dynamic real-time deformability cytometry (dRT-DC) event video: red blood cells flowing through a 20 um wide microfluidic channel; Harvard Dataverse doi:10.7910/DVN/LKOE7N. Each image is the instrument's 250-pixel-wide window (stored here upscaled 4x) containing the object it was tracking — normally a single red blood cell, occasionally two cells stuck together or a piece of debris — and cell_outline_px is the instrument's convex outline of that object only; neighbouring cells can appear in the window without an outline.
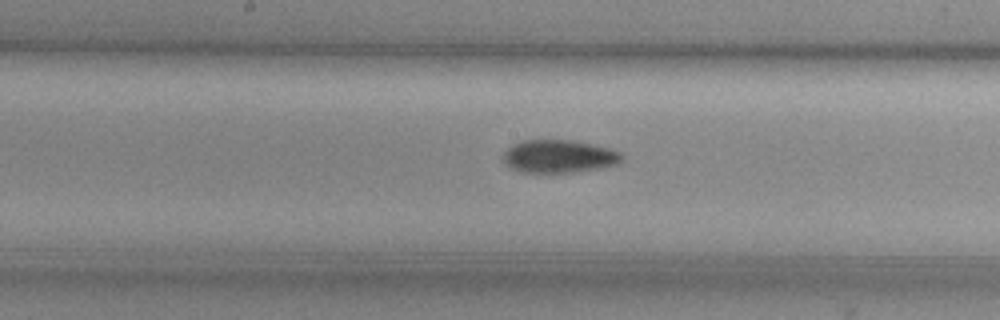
{"species": "common noctule bat (a hibernating species)", "species_latin": "Nyctalus noctula", "temperature_condition": "cold", "stored_images_in_passage": 13, "camera_frame_rate_fps": 3000, "um_per_image_px": 0.085, "animal": {"sex": "female", "body_mass_g": 29.2, "forearm_length_mm": 56.3}, "frame": {"image": 1, "passage_image": 11, "time_ms": 3.333, "image_size_px": [1000, 320], "cell_outline_px": [[624, 160], [616, 164], [600, 168], [576, 172], [520, 172], [508, 168], [504, 164], [504, 152], [512, 144], [520, 140], [572, 140], [612, 148], [620, 152], [624, 156]], "centroid_in_image_um": [47.51, 13.29], "position_along_channel_um": 200.7, "area_um2": 23.06}}